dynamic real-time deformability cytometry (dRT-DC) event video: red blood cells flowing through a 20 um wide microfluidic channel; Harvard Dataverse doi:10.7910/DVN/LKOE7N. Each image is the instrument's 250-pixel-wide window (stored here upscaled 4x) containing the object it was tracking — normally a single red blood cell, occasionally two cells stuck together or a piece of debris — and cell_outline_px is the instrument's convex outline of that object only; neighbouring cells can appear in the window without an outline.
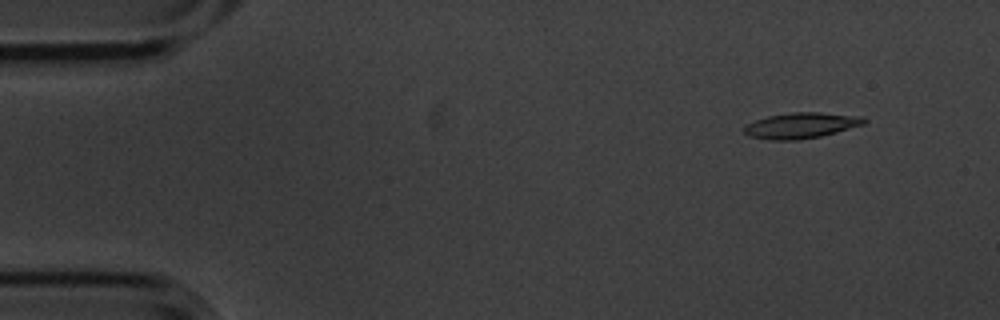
{"species": "common noctule bat (a hibernating species)", "species_latin": "Nyctalus noctula", "temperature_condition": "cold", "stored_images_in_passage": 5, "camera_frame_rate_fps": 3000, "um_per_image_px": 0.085, "animal": {"sex": "male", "body_mass_g": 20.1, "forearm_length_mm": 53.5}, "frame": {"image": 1, "passage_image": 2, "time_ms": 0.333, "image_size_px": [1000, 320], "cell_outline_px": [[868, 120], [864, 124], [836, 132], [820, 136], [800, 140], [772, 140], [748, 136], [744, 132], [744, 124], [768, 116], [792, 112], [820, 112], [864, 116]], "centroid_in_image_um": [68.1, 10.66], "position_along_channel_um": 16.9, "area_um2": 18.09}}
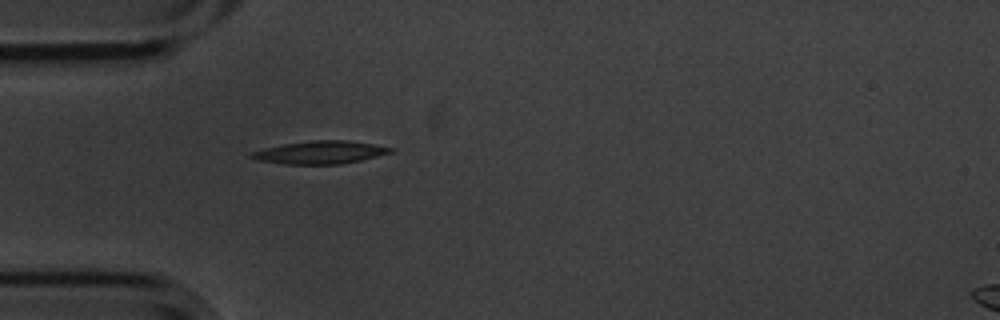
{"frame": {"image": 2, "passage_image": 5, "time_ms": 1.333, "image_size_px": [1000, 320], "cell_outline_px": [[392, 152], [360, 160], [340, 164], [284, 164], [256, 160], [248, 156], [252, 152], [264, 148], [284, 144], [312, 140], [348, 140], [372, 144], [392, 148]], "centroid_in_image_um": [27.16, 12.95], "position_along_channel_um": 57.8, "area_um2": 18.32}}